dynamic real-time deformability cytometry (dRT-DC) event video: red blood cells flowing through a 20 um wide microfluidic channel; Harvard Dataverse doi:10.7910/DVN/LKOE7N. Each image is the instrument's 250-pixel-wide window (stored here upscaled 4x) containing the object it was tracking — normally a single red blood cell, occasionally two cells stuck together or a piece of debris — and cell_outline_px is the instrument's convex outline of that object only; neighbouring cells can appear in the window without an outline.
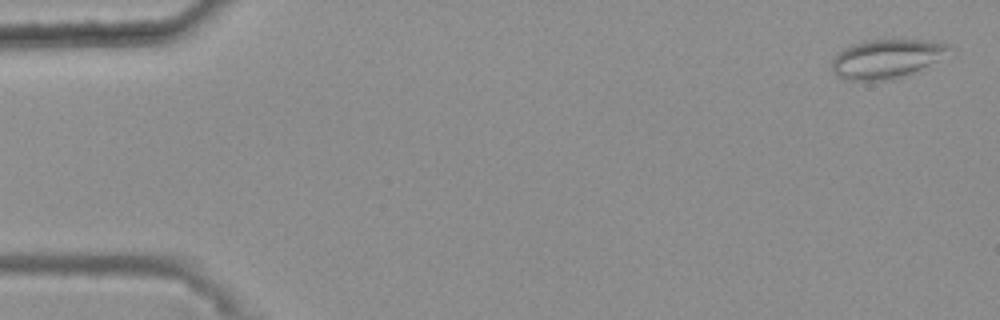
{"species": "common noctule bat (a hibernating species)", "species_latin": "Nyctalus noctula", "temperature_condition": "warm", "stored_images_in_passage": 49, "camera_frame_rate_fps": 3000, "um_per_image_px": 0.085, "animal": {"sex": "female", "body_mass_g": 25.1}, "frame": {"image": 1, "passage_image": 1, "time_ms": 0.0, "image_size_px": [1000, 320], "cell_outline_px": [[952, 48], [936, 60], [912, 72], [892, 80], [848, 80], [840, 76], [832, 68], [832, 60], [844, 48], [852, 44], [872, 40], [924, 40], [948, 44]], "centroid_in_image_um": [75.32, 4.99], "position_along_channel_um": 9.7, "area_um2": 25.72}}
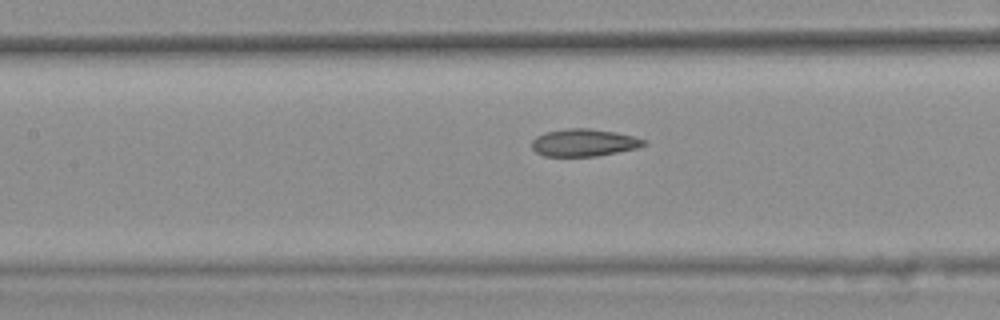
{"frame": {"image": 2, "passage_image": 24, "time_ms": 7.667, "image_size_px": [1000, 320], "cell_outline_px": [[648, 144], [636, 148], [596, 156], [544, 156], [536, 152], [532, 148], [532, 140], [536, 136], [544, 132], [568, 128], [588, 128], [616, 132], [648, 140]], "centroid_in_image_um": [49.63, 12.12], "position_along_channel_um": 157.8, "area_um2": 17.92}}
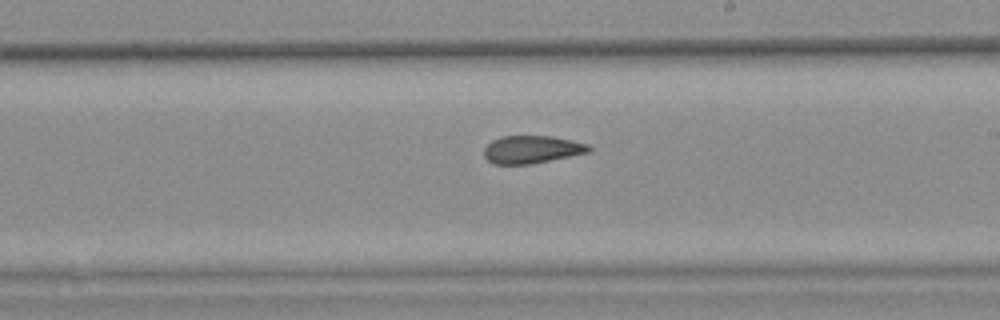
{"frame": {"image": 3, "passage_image": 31, "time_ms": 10.0, "image_size_px": [1000, 320], "cell_outline_px": [[592, 148], [588, 152], [528, 164], [492, 164], [484, 156], [484, 148], [492, 140], [500, 136], [552, 136], [572, 140], [588, 144]], "centroid_in_image_um": [45.16, 12.69], "position_along_channel_um": 243.8, "area_um2": 16.76}, "authors_computed_cell_mechanics": {"area_um2": 18.1492, "velocity_mm_per_s": 3.6934, "shape_relaxation_time_tau1_ms": null, "shape_relaxation_time_tau2_ms": 2.9826, "deformation_change_tau1": null, "deformation_change_tau2": 0.1053}}